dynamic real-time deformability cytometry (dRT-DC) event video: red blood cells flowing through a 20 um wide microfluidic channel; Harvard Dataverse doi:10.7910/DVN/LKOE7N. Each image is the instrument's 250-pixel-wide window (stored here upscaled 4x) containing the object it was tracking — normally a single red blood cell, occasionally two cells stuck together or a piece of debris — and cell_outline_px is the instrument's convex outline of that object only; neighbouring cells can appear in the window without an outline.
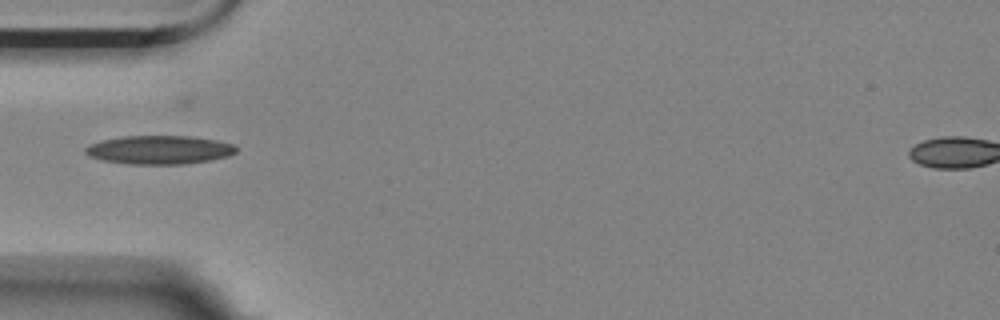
{"species": "Egyptian fruit bat (a non-hibernating species)", "species_latin": "Rousettus aegyptiacus", "temperature_condition": "room temperature", "stored_images_in_passage": 14, "camera_frame_rate_fps": 3000, "um_per_image_px": 0.085, "animal": {"sex": "female"}, "frame": {"image": 1, "passage_image": 1, "time_ms": 0.0, "image_size_px": [1000, 320], "cell_outline_px": [[236, 152], [228, 156], [208, 160], [184, 164], [128, 164], [104, 160], [88, 156], [84, 152], [84, 148], [92, 144], [104, 140], [124, 136], [192, 136], [216, 140], [236, 144]], "centroid_in_image_um": [13.57, 12.73], "position_along_channel_um": 71.4, "area_um2": 25.03}}